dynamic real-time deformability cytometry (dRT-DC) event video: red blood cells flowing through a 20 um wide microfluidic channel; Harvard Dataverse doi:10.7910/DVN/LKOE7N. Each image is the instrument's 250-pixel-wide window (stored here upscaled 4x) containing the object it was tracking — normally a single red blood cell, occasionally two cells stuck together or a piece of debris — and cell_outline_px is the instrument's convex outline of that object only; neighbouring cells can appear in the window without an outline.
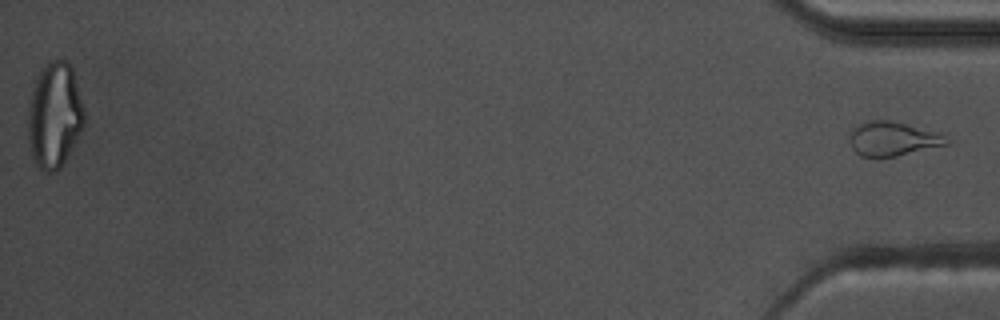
{"species": "common noctule bat (a hibernating species)", "species_latin": "Nyctalus noctula", "temperature_condition": "warm", "stored_images_in_passage": 53, "segment_of_instrument_passage": [2, 2], "camera_frame_rate_fps": 3000, "um_per_image_px": 0.085, "animal": {"sex": "male", "body_mass_g": 17.5, "forearm_length_mm": 52.3}, "frame": {"image": 1, "passage_image": 53, "time_ms": 17.333, "image_size_px": [1000, 320], "cell_outline_px": [[952, 140], [948, 144], [880, 160], [860, 156], [852, 148], [848, 140], [852, 128], [868, 120], [892, 120], [936, 132]], "centroid_in_image_um": [75.83, 11.83], "position_along_channel_um": 359.4, "area_um2": 19.77}}